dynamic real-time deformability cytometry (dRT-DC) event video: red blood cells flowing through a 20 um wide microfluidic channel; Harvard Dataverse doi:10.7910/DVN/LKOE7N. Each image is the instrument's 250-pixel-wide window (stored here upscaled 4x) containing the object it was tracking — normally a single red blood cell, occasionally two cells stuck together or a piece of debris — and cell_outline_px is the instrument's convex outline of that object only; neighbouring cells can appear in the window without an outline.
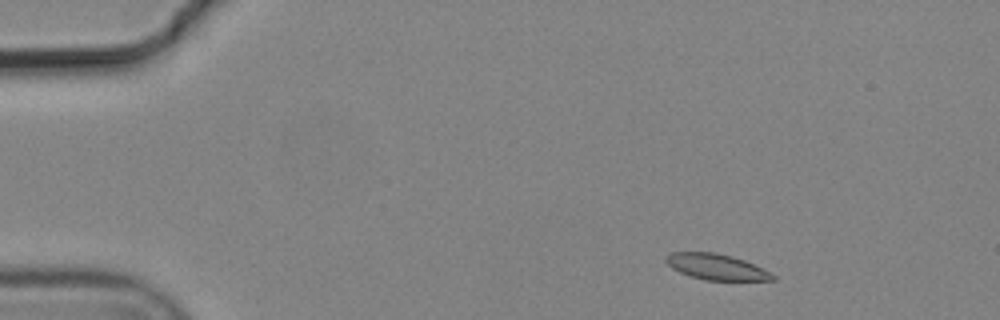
{"species": "common noctule bat (a hibernating species)", "species_latin": "Nyctalus noctula", "temperature_condition": "cold", "stored_images_in_passage": 5, "camera_frame_rate_fps": 3000, "um_per_image_px": 0.085, "animal": {"sex": "male", "body_mass_g": 19.2, "forearm_length_mm": 51.8}, "frame": {"image": 1, "passage_image": 1, "time_ms": 0.0, "image_size_px": [1000, 320], "cell_outline_px": [[776, 280], [704, 280], [680, 272], [672, 268], [664, 260], [672, 252], [716, 252], [732, 256], [744, 260], [776, 276]], "centroid_in_image_um": [60.87, 22.68], "position_along_channel_um": 24.1, "area_um2": 15.78}}
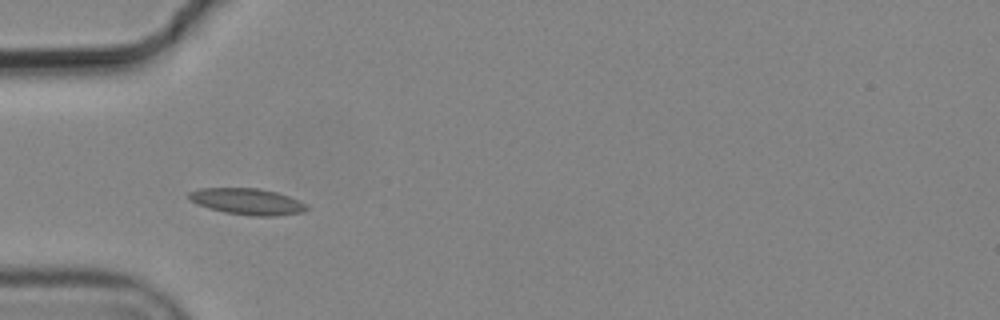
{"frame": {"image": 2, "passage_image": 4, "time_ms": 1.0, "image_size_px": [1000, 320], "cell_outline_px": [[308, 208], [304, 212], [276, 216], [252, 216], [224, 212], [208, 208], [192, 200], [188, 196], [188, 192], [200, 188], [260, 188], [276, 192], [300, 200], [308, 204]], "centroid_in_image_um": [21.07, 17.13], "position_along_channel_um": 63.9, "area_um2": 18.09}}
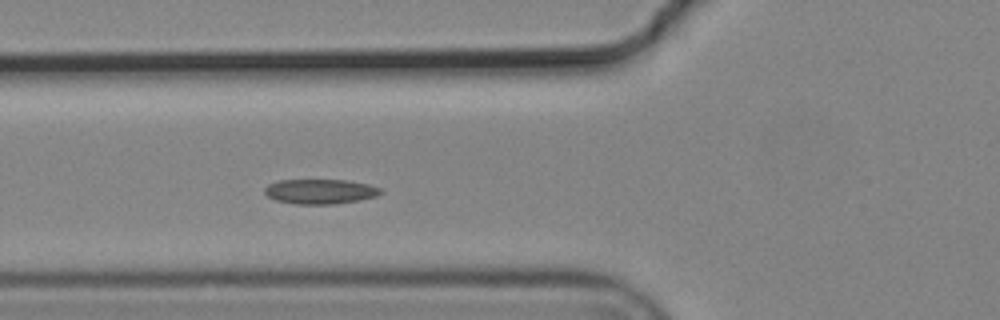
{"frame": {"image": 3, "passage_image": 5, "time_ms": 1.333, "image_size_px": [1000, 320], "cell_outline_px": [[384, 192], [376, 196], [356, 200], [332, 204], [296, 204], [276, 200], [268, 196], [264, 192], [264, 188], [268, 184], [276, 180], [348, 180], [368, 184], [380, 188]], "centroid_in_image_um": [27.19, 16.26], "position_along_channel_um": 98.6, "area_um2": 16.7}}